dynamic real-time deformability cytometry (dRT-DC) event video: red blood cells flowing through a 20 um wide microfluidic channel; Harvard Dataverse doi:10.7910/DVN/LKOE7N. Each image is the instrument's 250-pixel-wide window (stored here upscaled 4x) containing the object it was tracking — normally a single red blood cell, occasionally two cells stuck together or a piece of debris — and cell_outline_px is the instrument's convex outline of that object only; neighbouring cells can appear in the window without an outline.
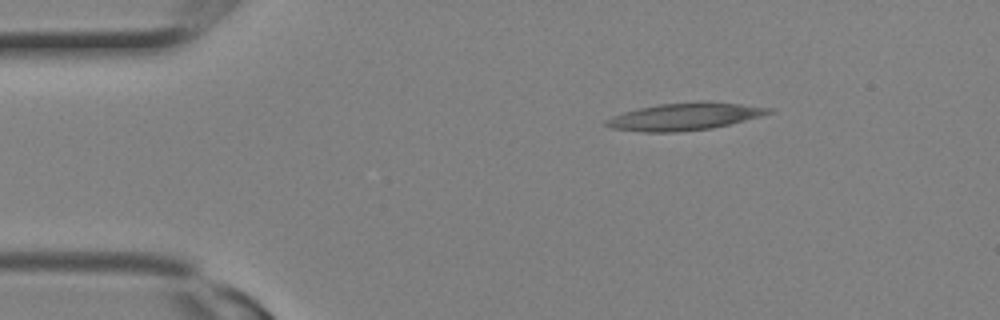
{"species": "Egyptian fruit bat (a non-hibernating species)", "species_latin": "Rousettus aegyptiacus", "temperature_condition": "room temperature", "stored_images_in_passage": 3, "camera_frame_rate_fps": 3000, "um_per_image_px": 0.085, "animal": {"sex": "female"}, "frame": {"image": 1, "passage_image": 3, "time_ms": 0.667, "image_size_px": [1000, 320], "cell_outline_px": [[776, 108], [772, 112], [760, 116], [712, 128], [676, 132], [644, 132], [612, 128], [604, 124], [604, 120], [612, 116], [624, 112], [640, 108], [660, 104], [700, 100], [704, 100]], "centroid_in_image_um": [58.2, 9.89], "position_along_channel_um": 26.8, "area_um2": 25.84}}